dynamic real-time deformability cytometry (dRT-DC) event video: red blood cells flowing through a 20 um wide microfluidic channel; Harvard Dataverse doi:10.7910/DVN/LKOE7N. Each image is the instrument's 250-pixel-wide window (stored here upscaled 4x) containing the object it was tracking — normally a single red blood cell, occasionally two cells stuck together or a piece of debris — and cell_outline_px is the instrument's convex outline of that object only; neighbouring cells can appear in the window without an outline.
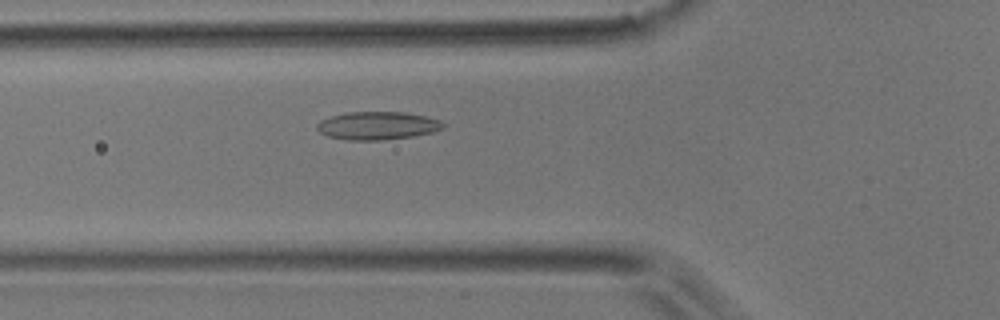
{"species": "common noctule bat (a hibernating species)", "species_latin": "Nyctalus noctula", "temperature_condition": "room temperature", "stored_images_in_passage": 49, "camera_frame_rate_fps": 3000, "um_per_image_px": 0.085, "animal": {"sex": "male", "body_mass_g": 17.9}, "frame": {"image": 1, "passage_image": 15, "time_ms": 4.667, "image_size_px": [1000, 320], "cell_outline_px": [[448, 124], [444, 128], [432, 132], [412, 136], [384, 140], [348, 140], [328, 136], [320, 132], [316, 128], [316, 124], [320, 120], [332, 116], [348, 112], [408, 112], [440, 120]], "centroid_in_image_um": [32.11, 10.68], "position_along_channel_um": 93.7, "area_um2": 20.69}}
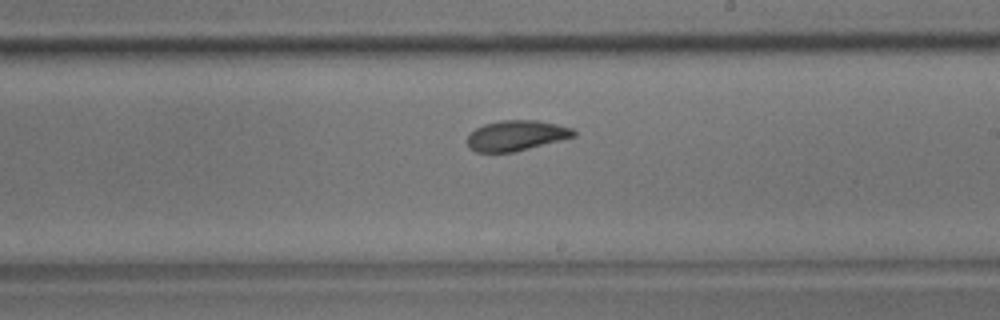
{"frame": {"image": 2, "passage_image": 27, "time_ms": 8.667, "image_size_px": [1000, 320], "cell_outline_px": [[576, 136], [516, 152], [476, 152], [468, 148], [468, 136], [476, 128], [484, 124], [500, 120], [536, 120], [556, 124], [572, 128], [576, 132]], "centroid_in_image_um": [43.89, 11.53], "position_along_channel_um": 245.1, "area_um2": 18.84}}
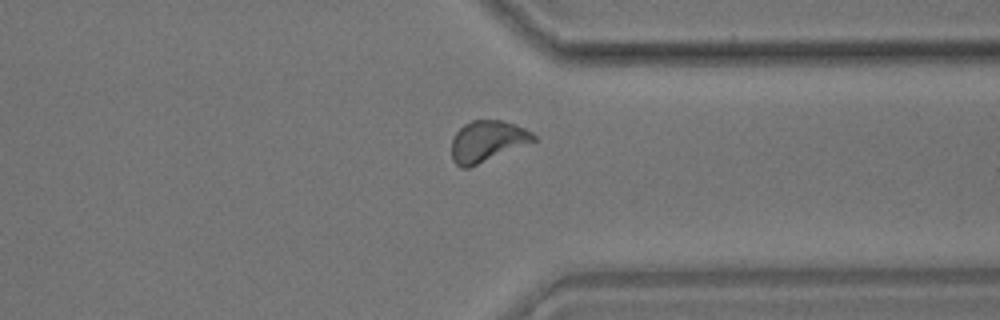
{"frame": {"image": 3, "passage_image": 37, "time_ms": 12.0, "image_size_px": [1000, 320], "cell_outline_px": [[536, 140], [468, 168], [460, 168], [452, 160], [452, 140], [456, 132], [464, 124], [472, 120], [500, 120], [524, 128], [532, 132], [536, 136]], "centroid_in_image_um": [41.38, 12.0], "position_along_channel_um": 370.0, "area_um2": 19.31}, "authors_computed_cell_mechanics": {"area_um2": 19.363, "velocity_mm_per_s": 3.7803, "shape_relaxation_time_tau1_ms": 3.92, "shape_relaxation_time_tau2_ms": 1.6472, "deformation_change_tau1": 0.1332, "deformation_change_tau2": 0.0772}}